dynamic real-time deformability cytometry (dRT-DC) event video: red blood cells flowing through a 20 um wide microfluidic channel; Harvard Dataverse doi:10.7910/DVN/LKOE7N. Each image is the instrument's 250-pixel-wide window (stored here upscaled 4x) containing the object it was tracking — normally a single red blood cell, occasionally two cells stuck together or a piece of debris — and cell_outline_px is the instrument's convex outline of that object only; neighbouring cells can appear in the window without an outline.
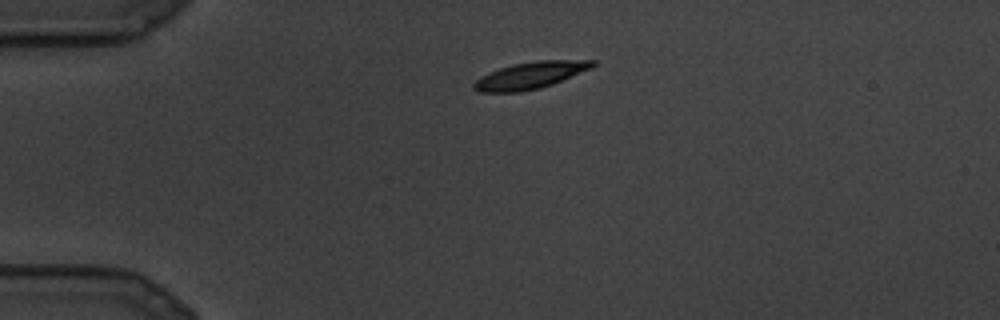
{"species": "common noctule bat (a hibernating species)", "species_latin": "Nyctalus noctula", "temperature_condition": "cold", "stored_images_in_passage": 8, "camera_frame_rate_fps": 3000, "um_per_image_px": 0.085, "animal": {"sex": "male", "body_mass_g": 19.5, "forearm_length_mm": 54.6}, "frame": {"image": 1, "passage_image": 1, "time_ms": 0.0, "image_size_px": [1000, 320], "cell_outline_px": [[596, 64], [592, 68], [552, 84], [540, 88], [520, 92], [480, 92], [472, 88], [472, 84], [480, 76], [500, 68], [512, 64], [536, 60], [596, 60]], "centroid_in_image_um": [45.07, 6.4], "position_along_channel_um": 39.9, "area_um2": 18.61}}
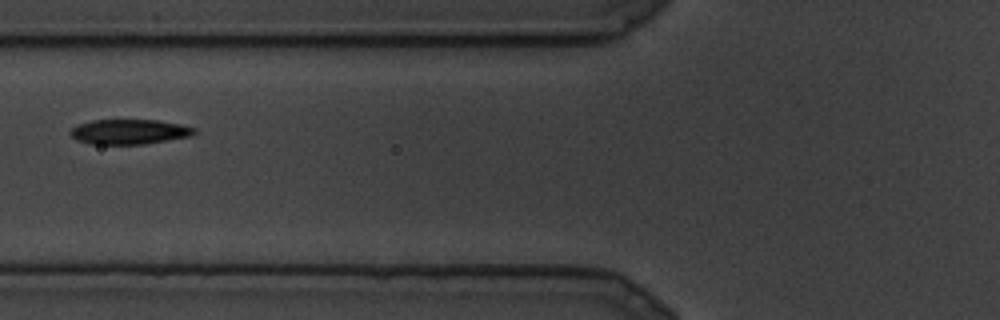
{"frame": {"image": 2, "passage_image": 5, "time_ms": 1.333, "image_size_px": [1000, 320], "cell_outline_px": [[196, 132], [188, 136], [144, 144], [88, 144], [76, 140], [68, 132], [72, 128], [80, 124], [92, 120], [156, 120], [180, 124], [196, 128]], "centroid_in_image_um": [10.94, 11.2], "position_along_channel_um": 114.9, "area_um2": 17.86}}
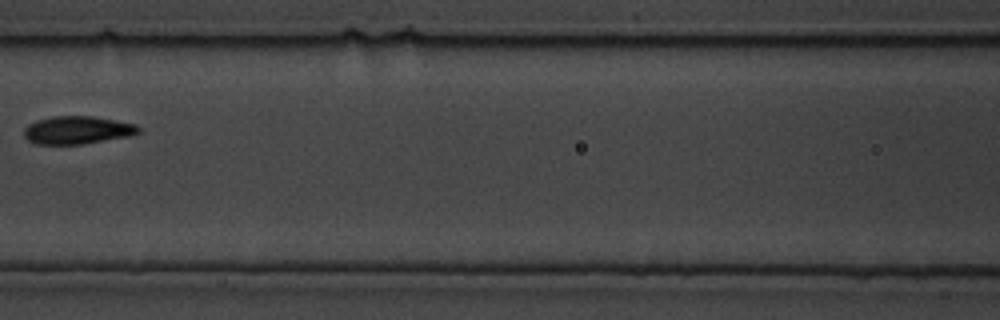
{"frame": {"image": 3, "passage_image": 7, "time_ms": 2.0, "image_size_px": [1000, 320], "cell_outline_px": [[140, 132], [128, 136], [84, 144], [36, 144], [28, 140], [24, 136], [24, 128], [28, 124], [36, 120], [52, 116], [92, 116], [136, 124], [140, 128]], "centroid_in_image_um": [6.55, 11.05], "position_along_channel_um": 160.1, "area_um2": 18.61}}